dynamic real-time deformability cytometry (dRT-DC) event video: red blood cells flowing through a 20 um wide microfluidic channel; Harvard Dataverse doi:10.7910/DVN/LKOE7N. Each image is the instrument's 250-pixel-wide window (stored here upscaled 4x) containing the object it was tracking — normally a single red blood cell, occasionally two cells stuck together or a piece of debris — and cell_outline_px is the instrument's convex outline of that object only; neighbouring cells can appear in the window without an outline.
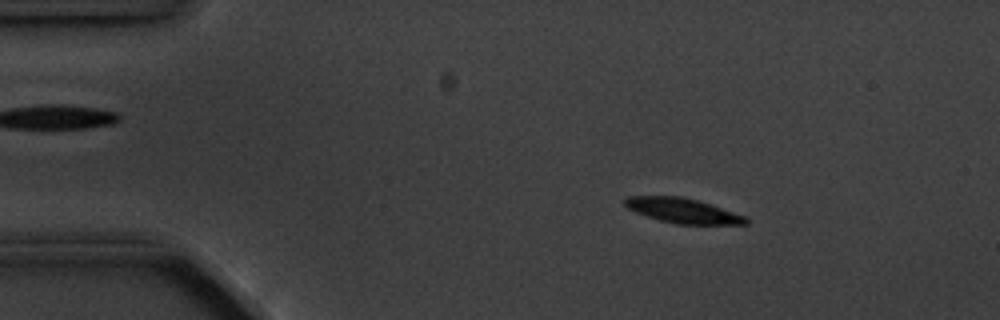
{"species": "common noctule bat (a hibernating species)", "species_latin": "Nyctalus noctula", "temperature_condition": "cold", "stored_images_in_passage": 4, "camera_frame_rate_fps": 3000, "um_per_image_px": 0.085, "animal": {"sex": "male", "body_mass_g": 20.1, "forearm_length_mm": 53.5}, "frame": {"image": 1, "passage_image": 2, "time_ms": 1.0, "image_size_px": [1000, 320], "cell_outline_px": [[748, 224], [676, 224], [660, 220], [636, 212], [628, 208], [624, 204], [624, 200], [628, 196], [680, 196], [696, 200], [748, 216]], "centroid_in_image_um": [58.06, 17.9], "position_along_channel_um": 26.9, "area_um2": 17.34}}